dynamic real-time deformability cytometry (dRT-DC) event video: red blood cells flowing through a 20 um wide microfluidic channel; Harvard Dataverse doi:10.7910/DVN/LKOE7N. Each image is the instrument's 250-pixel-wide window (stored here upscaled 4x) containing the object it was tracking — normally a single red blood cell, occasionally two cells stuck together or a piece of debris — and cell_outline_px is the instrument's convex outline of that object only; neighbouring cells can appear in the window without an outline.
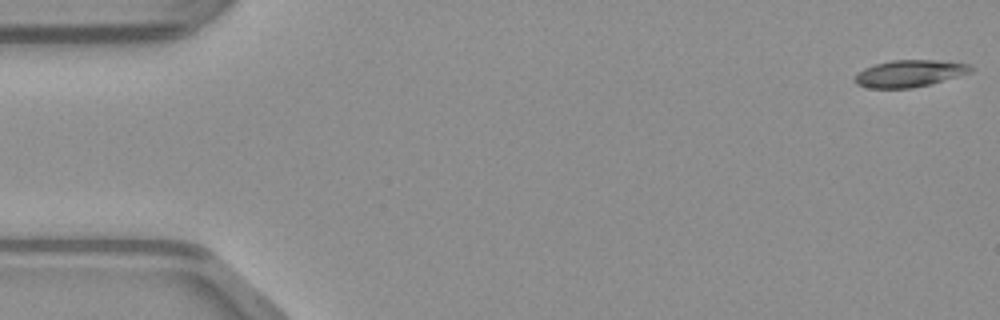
{"species": "common noctule bat (a hibernating species)", "species_latin": "Nyctalus noctula", "temperature_condition": "warm", "stored_images_in_passage": 48, "camera_frame_rate_fps": 3000, "um_per_image_px": 0.085, "animal": {"sex": "male", "body_mass_g": 23.1, "forearm_length_mm": 52.7}, "frame": {"image": 1, "passage_image": 1, "time_ms": 0.0, "image_size_px": [1000, 320], "cell_outline_px": [[976, 68], [972, 72], [928, 84], [912, 88], [868, 88], [856, 84], [852, 80], [852, 76], [864, 68], [876, 64], [892, 60], [936, 60], [972, 64]], "centroid_in_image_um": [77.29, 6.24], "position_along_channel_um": 7.7, "area_um2": 18.32}}
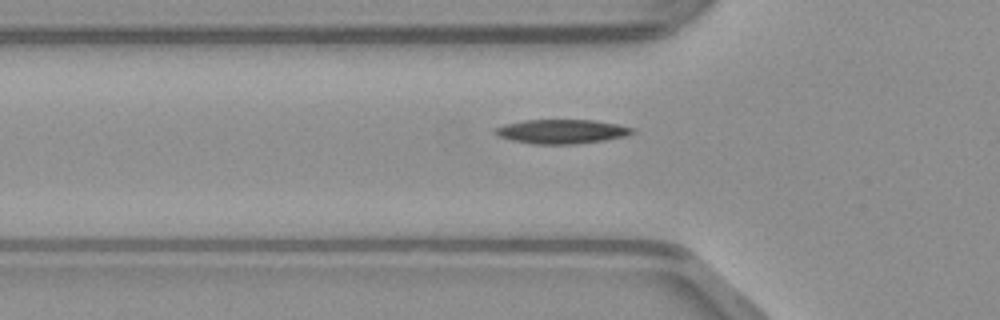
{"frame": {"image": 2, "passage_image": 16, "time_ms": 5.0, "image_size_px": [1000, 320], "cell_outline_px": [[636, 132], [624, 136], [604, 140], [576, 144], [532, 144], [512, 140], [500, 136], [492, 132], [496, 128], [504, 124], [524, 120], [592, 120], [616, 124], [636, 128]], "centroid_in_image_um": [47.75, 11.18], "position_along_channel_um": 78.1, "area_um2": 19.31}}
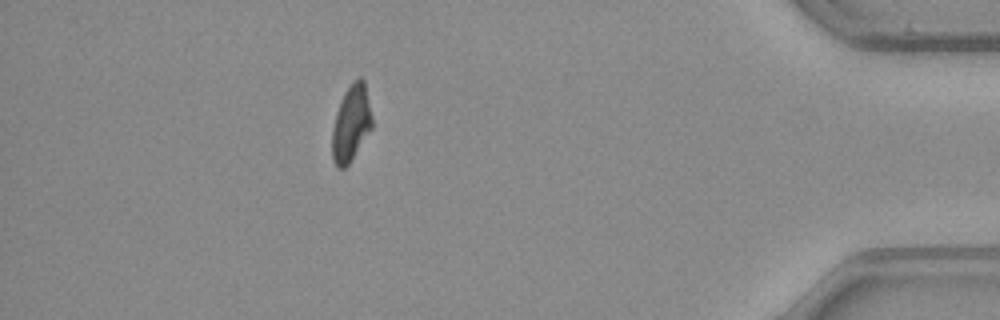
{"frame": {"image": 3, "passage_image": 43, "time_ms": 14.0, "image_size_px": [1000, 320], "cell_outline_px": [[372, 128], [348, 164], [344, 168], [336, 168], [332, 160], [332, 128], [336, 112], [340, 100], [344, 92], [352, 80], [360, 76], [364, 80], [372, 116]], "centroid_in_image_um": [29.83, 10.46], "position_along_channel_um": 405.4, "area_um2": 17.86}}